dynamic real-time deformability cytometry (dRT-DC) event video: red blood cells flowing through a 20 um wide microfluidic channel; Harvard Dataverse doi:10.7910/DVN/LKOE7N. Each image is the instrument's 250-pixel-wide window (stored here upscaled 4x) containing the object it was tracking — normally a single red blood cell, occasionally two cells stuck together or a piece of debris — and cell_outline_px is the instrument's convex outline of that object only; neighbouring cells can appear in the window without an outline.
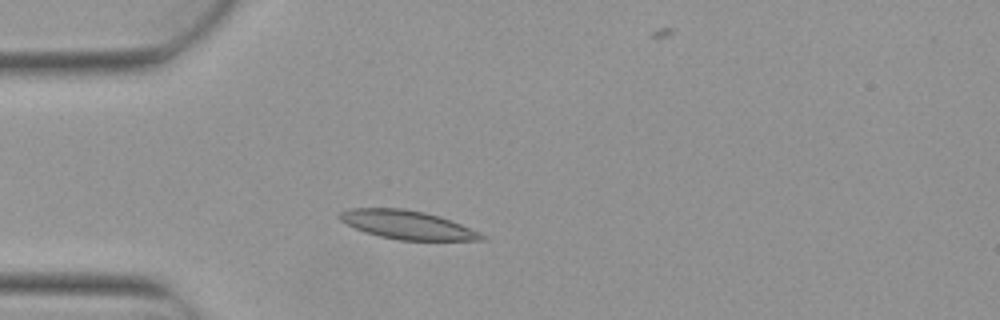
{"species": "Egyptian fruit bat (a non-hibernating species)", "species_latin": "Rousettus aegyptiacus", "temperature_condition": "warm", "stored_images_in_passage": 3, "camera_frame_rate_fps": 3000, "um_per_image_px": 0.085, "animal": {"sex": "female"}, "frame": {"image": 1, "passage_image": 2, "time_ms": 0.333, "image_size_px": [1000, 320], "cell_outline_px": [[488, 240], [400, 240], [380, 236], [364, 232], [340, 220], [336, 216], [340, 212], [348, 208], [400, 208], [424, 212], [440, 216], [480, 232], [488, 236]], "centroid_in_image_um": [34.63, 19.11], "position_along_channel_um": 50.4, "area_um2": 23.64}}